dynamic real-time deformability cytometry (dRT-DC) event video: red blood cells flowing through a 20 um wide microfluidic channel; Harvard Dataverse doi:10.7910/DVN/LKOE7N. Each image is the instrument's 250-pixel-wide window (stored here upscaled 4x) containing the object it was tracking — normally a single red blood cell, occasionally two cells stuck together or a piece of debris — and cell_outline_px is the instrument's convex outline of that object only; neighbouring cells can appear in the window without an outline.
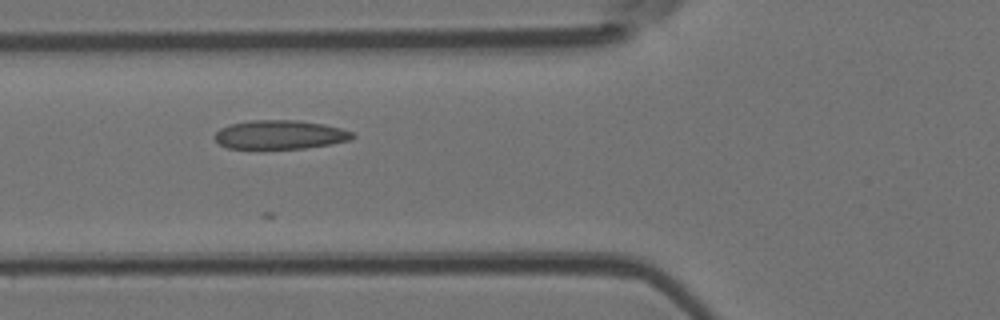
{"species": "Egyptian fruit bat (a non-hibernating species)", "species_latin": "Rousettus aegyptiacus", "temperature_condition": "room temperature", "stored_images_in_passage": 8, "camera_frame_rate_fps": 3000, "um_per_image_px": 0.085, "animal": {"sex": "female"}, "frame": {"image": 1, "passage_image": 4, "time_ms": 3.333, "image_size_px": [1000, 320], "cell_outline_px": [[356, 136], [352, 140], [304, 148], [228, 148], [220, 144], [212, 136], [220, 128], [228, 124], [252, 120], [296, 120], [324, 124], [340, 128], [352, 132]], "centroid_in_image_um": [23.78, 11.44], "position_along_channel_um": 102.0, "area_um2": 23.12}}
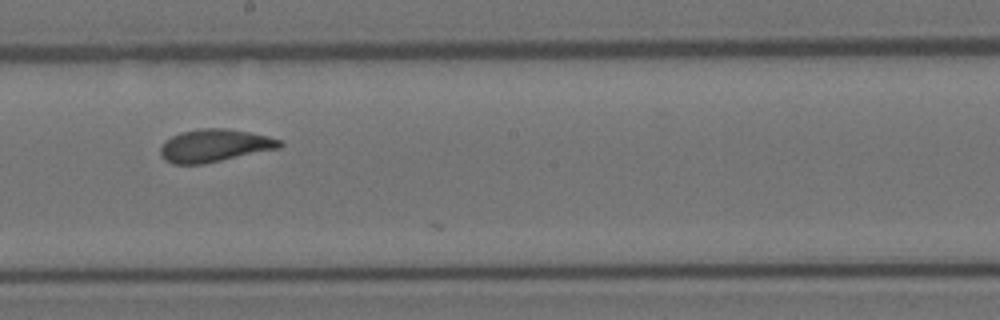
{"frame": {"image": 2, "passage_image": 7, "time_ms": 6.667, "image_size_px": [1000, 320], "cell_outline_px": [[284, 144], [280, 148], [204, 164], [172, 164], [164, 160], [160, 156], [160, 148], [164, 140], [180, 132], [200, 128], [224, 128], [248, 132], [268, 136], [280, 140]], "centroid_in_image_um": [18.2, 12.38], "position_along_channel_um": 230.0, "area_um2": 22.89}}
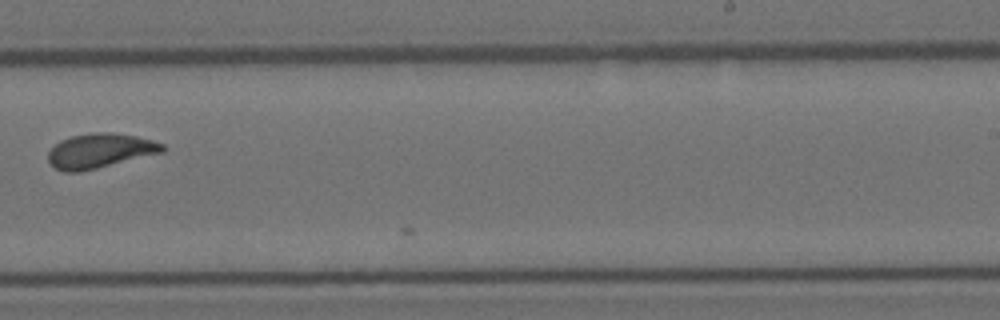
{"frame": {"image": 3, "passage_image": 8, "time_ms": 8.0, "image_size_px": [1000, 320], "cell_outline_px": [[168, 148], [164, 152], [80, 172], [64, 172], [48, 164], [48, 152], [60, 140], [72, 136], [92, 132], [108, 132], [136, 136], [152, 140], [164, 144]], "centroid_in_image_um": [8.5, 12.82], "position_along_channel_um": 280.5, "area_um2": 23.12}}